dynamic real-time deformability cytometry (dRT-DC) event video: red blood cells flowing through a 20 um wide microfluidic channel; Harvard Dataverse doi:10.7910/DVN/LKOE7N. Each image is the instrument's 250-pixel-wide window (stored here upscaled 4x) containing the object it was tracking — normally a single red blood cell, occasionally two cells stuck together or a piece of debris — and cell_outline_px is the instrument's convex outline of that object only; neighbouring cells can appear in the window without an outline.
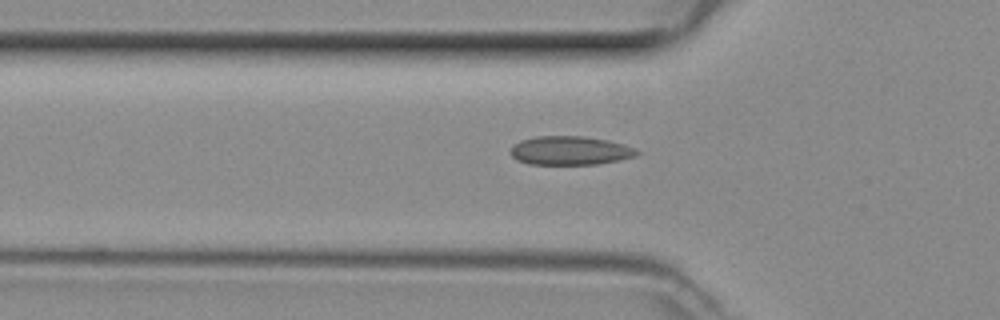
{"species": "common noctule bat (a hibernating species)", "species_latin": "Nyctalus noctula", "temperature_condition": "room temperature", "stored_images_in_passage": 36, "camera_frame_rate_fps": 3000, "um_per_image_px": 0.085, "animal": {"sex": "female", "body_mass_g": 29.2, "forearm_length_mm": 56.3}, "frame": {"image": 1, "passage_image": 9, "time_ms": 2.667, "image_size_px": [1000, 320], "cell_outline_px": [[640, 152], [636, 156], [620, 160], [596, 164], [528, 164], [516, 160], [512, 156], [512, 148], [520, 140], [536, 136], [584, 136], [608, 140], [624, 144], [636, 148]], "centroid_in_image_um": [48.5, 12.8], "position_along_channel_um": 77.3, "area_um2": 21.21}}
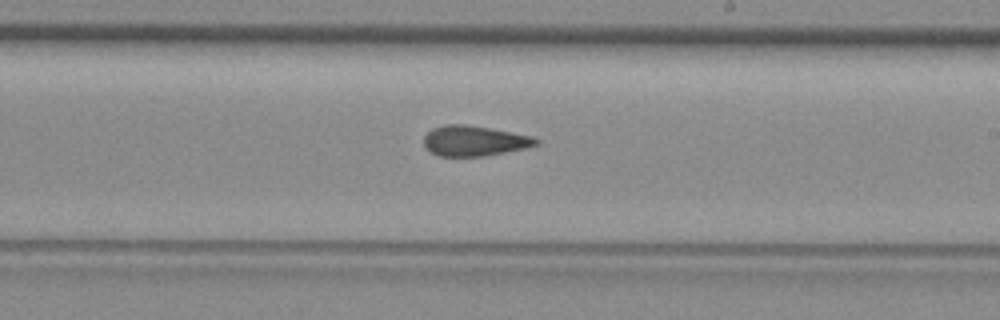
{"frame": {"image": 2, "passage_image": 21, "time_ms": 6.667, "image_size_px": [1000, 320], "cell_outline_px": [[540, 140], [536, 144], [524, 148], [484, 156], [440, 156], [432, 152], [424, 144], [424, 136], [432, 128], [444, 124], [464, 124], [512, 132], [532, 136]], "centroid_in_image_um": [40.29, 11.96], "position_along_channel_um": 248.7, "area_um2": 19.54}}
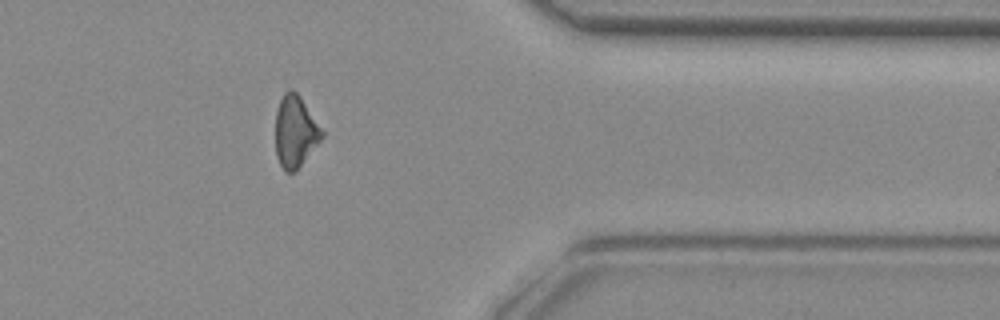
{"frame": {"image": 3, "passage_image": 32, "time_ms": 10.333, "image_size_px": [1000, 320], "cell_outline_px": [[324, 136], [300, 164], [292, 172], [284, 172], [276, 156], [276, 112], [280, 100], [284, 92], [288, 88], [292, 88], [300, 96], [324, 132]], "centroid_in_image_um": [25.08, 11.14], "position_along_channel_um": 386.3, "area_um2": 19.07}}